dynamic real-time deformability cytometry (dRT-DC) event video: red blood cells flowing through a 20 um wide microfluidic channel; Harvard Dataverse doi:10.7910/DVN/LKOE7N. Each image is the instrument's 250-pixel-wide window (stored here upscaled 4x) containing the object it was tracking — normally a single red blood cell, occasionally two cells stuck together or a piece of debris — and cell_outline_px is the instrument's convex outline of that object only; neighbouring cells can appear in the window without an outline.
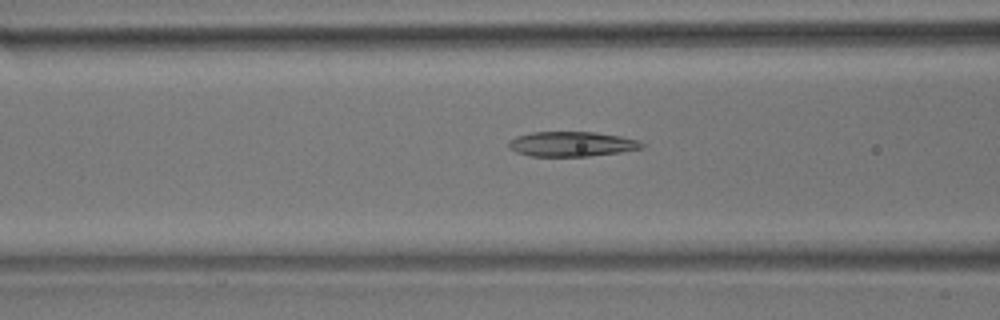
{"species": "common noctule bat (a hibernating species)", "species_latin": "Nyctalus noctula", "temperature_condition": "room temperature", "stored_images_in_passage": 34, "camera_frame_rate_fps": 3000, "um_per_image_px": 0.085, "animal": {"sex": "male", "body_mass_g": 17.9}, "frame": {"image": 1, "passage_image": 13, "time_ms": 4.0, "image_size_px": [1000, 320], "cell_outline_px": [[644, 148], [620, 152], [588, 156], [532, 156], [516, 152], [508, 148], [508, 140], [516, 136], [532, 132], [596, 132], [620, 136], [636, 140], [644, 144]], "centroid_in_image_um": [48.56, 12.24], "position_along_channel_um": 118.0, "area_um2": 19.31}}
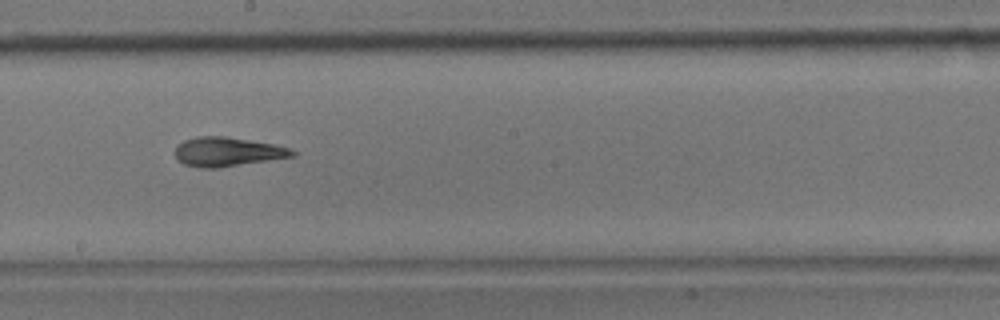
{"frame": {"image": 2, "passage_image": 22, "time_ms": 7.0, "image_size_px": [1000, 320], "cell_outline_px": [[296, 156], [216, 168], [200, 168], [184, 164], [176, 160], [176, 148], [184, 140], [196, 136], [224, 136], [276, 144], [288, 148], [296, 152]], "centroid_in_image_um": [19.33, 12.9], "position_along_channel_um": 228.9, "area_um2": 19.88}}
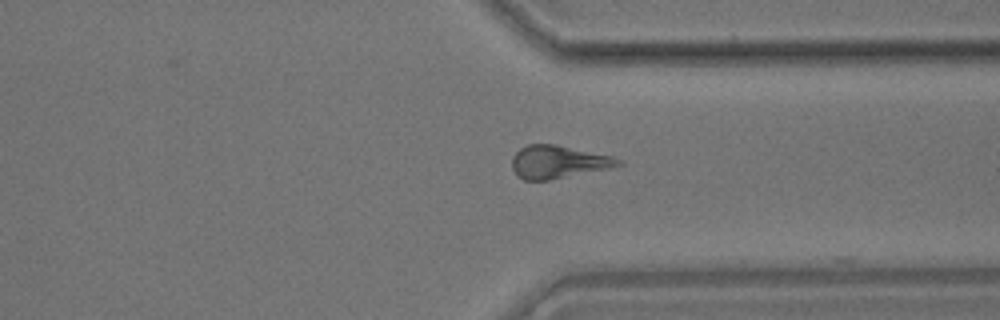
{"frame": {"image": 3, "passage_image": 33, "time_ms": 10.667, "image_size_px": [1000, 320], "cell_outline_px": [[624, 164], [612, 168], [548, 180], [524, 180], [516, 176], [512, 168], [512, 156], [520, 148], [528, 144], [556, 144], [612, 156], [624, 160]], "centroid_in_image_um": [47.46, 13.76], "position_along_channel_um": 363.9, "area_um2": 20.58}}